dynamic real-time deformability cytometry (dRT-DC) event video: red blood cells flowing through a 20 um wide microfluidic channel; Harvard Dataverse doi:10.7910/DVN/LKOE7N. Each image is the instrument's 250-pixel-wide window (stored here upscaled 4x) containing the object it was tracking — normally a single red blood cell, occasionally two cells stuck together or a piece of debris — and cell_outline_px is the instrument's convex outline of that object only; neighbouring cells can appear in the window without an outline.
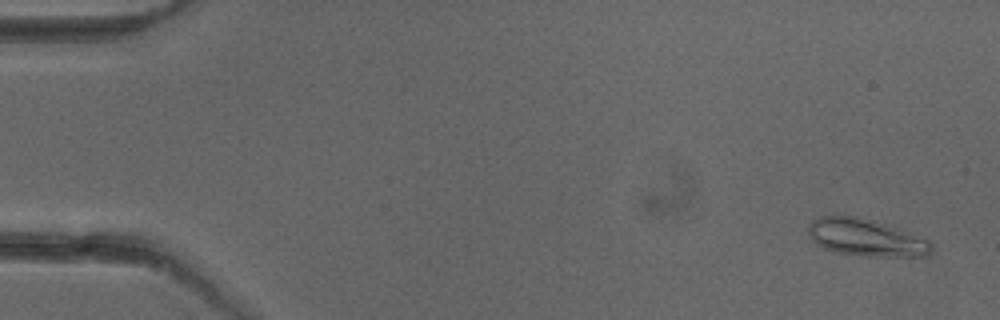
{"species": "common noctule bat (a hibernating species)", "species_latin": "Nyctalus noctula", "temperature_condition": "cold", "stored_images_in_passage": 52, "camera_frame_rate_fps": 3000, "um_per_image_px": 0.085, "animal": {"sex": "female"}, "frame": {"image": 1, "passage_image": 3, "time_ms": 0.667, "image_size_px": [1000, 320], "cell_outline_px": [[932, 252], [928, 256], [860, 256], [840, 252], [824, 248], [816, 244], [812, 240], [808, 232], [808, 224], [812, 220], [820, 216], [856, 216], [872, 220], [900, 228], [924, 236], [932, 240]], "centroid_in_image_um": [73.67, 20.19], "position_along_channel_um": 11.3, "area_um2": 27.05}}
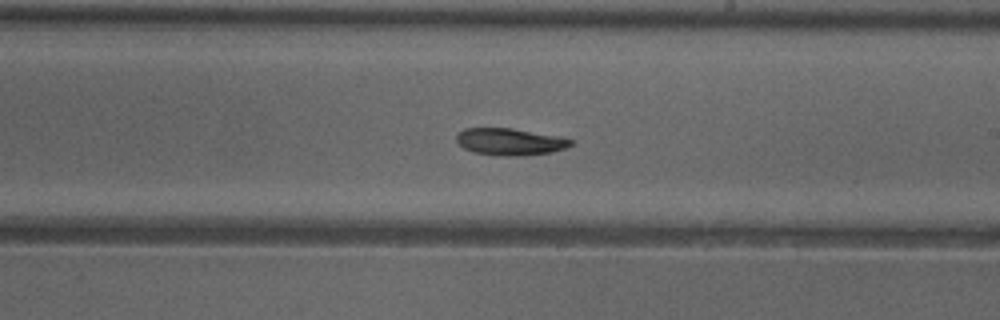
{"frame": {"image": 2, "passage_image": 31, "time_ms": 10.0, "image_size_px": [1000, 320], "cell_outline_px": [[572, 144], [564, 148], [552, 152], [520, 156], [508, 156], [476, 152], [464, 148], [456, 140], [456, 136], [464, 128], [512, 128], [560, 136], [572, 140]], "centroid_in_image_um": [43.36, 12.03], "position_along_channel_um": 245.6, "area_um2": 17.74}}
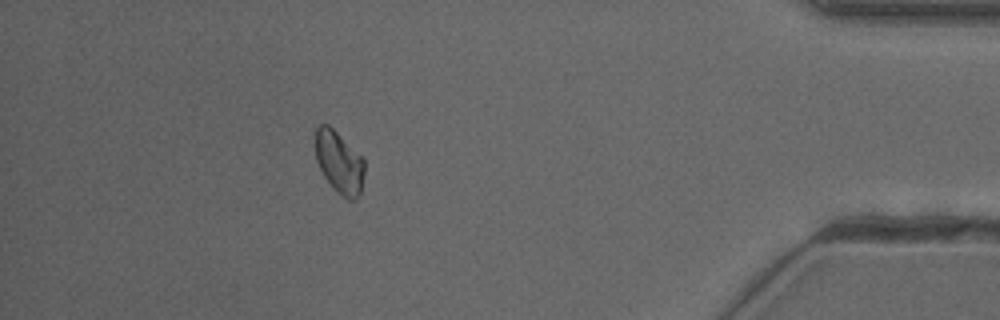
{"frame": {"image": 3, "passage_image": 47, "time_ms": 15.333, "image_size_px": [1000, 320], "cell_outline_px": [[364, 172], [360, 192], [356, 200], [348, 200], [336, 192], [324, 176], [316, 160], [316, 128], [320, 124], [328, 124], [364, 156]], "centroid_in_image_um": [28.85, 13.79], "position_along_channel_um": 406.3, "area_um2": 17.92}, "authors_computed_cell_mechanics": {"area_um2": 18.785, "velocity_mm_per_s": 3.9603, "shape_relaxation_time_tau1_ms": null, "shape_relaxation_time_tau2_ms": 3.3303, "deformation_change_tau1": null, "deformation_change_tau2": 0.0689}}